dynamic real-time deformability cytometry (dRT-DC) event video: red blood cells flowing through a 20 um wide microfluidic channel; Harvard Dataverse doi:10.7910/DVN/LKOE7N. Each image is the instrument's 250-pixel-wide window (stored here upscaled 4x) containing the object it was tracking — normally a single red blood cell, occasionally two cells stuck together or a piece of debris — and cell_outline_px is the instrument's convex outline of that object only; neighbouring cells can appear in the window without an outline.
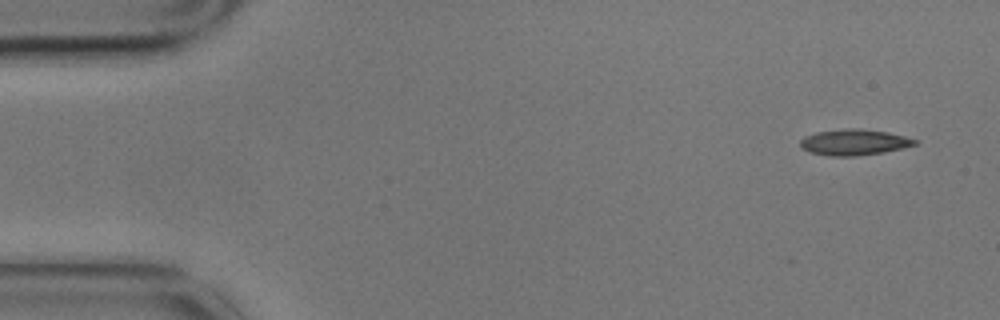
{"species": "common noctule bat (a hibernating species)", "species_latin": "Nyctalus noctula", "temperature_condition": "cold", "stored_images_in_passage": 4, "camera_frame_rate_fps": 3000, "um_per_image_px": 0.085, "animal": {"sex": "male", "body_mass_g": 17.9}, "frame": {"image": 1, "passage_image": 1, "time_ms": 0.0, "image_size_px": [1000, 320], "cell_outline_px": [[920, 140], [916, 144], [884, 152], [856, 156], [828, 156], [808, 152], [800, 148], [800, 140], [804, 136], [816, 132], [848, 128], [856, 128], [888, 132]], "centroid_in_image_um": [72.56, 12.09], "position_along_channel_um": 12.4, "area_um2": 17.4}}